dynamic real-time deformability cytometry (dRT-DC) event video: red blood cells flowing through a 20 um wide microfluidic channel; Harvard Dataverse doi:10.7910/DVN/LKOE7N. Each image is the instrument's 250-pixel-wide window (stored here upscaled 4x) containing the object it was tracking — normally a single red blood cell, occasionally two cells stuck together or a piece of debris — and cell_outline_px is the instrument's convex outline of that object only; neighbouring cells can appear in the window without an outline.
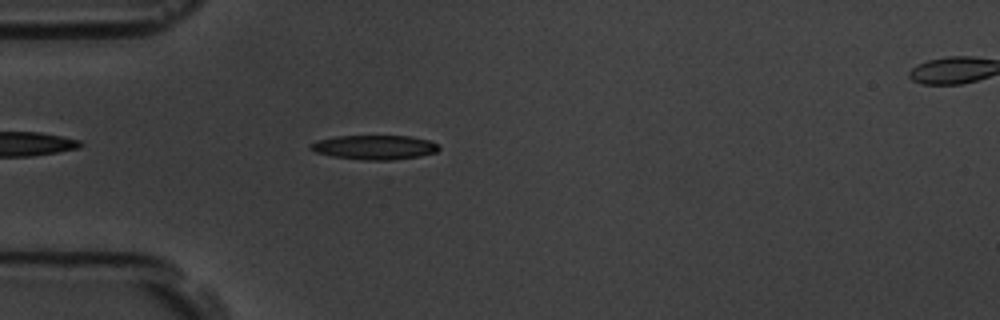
{"species": "common noctule bat (a hibernating species)", "species_latin": "Nyctalus noctula", "temperature_condition": "room temperature", "stored_images_in_passage": 47, "camera_frame_rate_fps": 3000, "um_per_image_px": 0.085, "animal": {"sex": "male", "body_mass_g": 19.5, "forearm_length_mm": 54.6}, "frame": {"image": 1, "passage_image": 6, "time_ms": 1.667, "image_size_px": [1000, 320], "cell_outline_px": [[440, 148], [436, 152], [420, 156], [392, 160], [364, 160], [332, 156], [316, 152], [308, 148], [308, 144], [316, 140], [336, 136], [408, 136], [428, 140], [436, 144]], "centroid_in_image_um": [31.78, 12.52], "position_along_channel_um": 53.2, "area_um2": 18.21}}
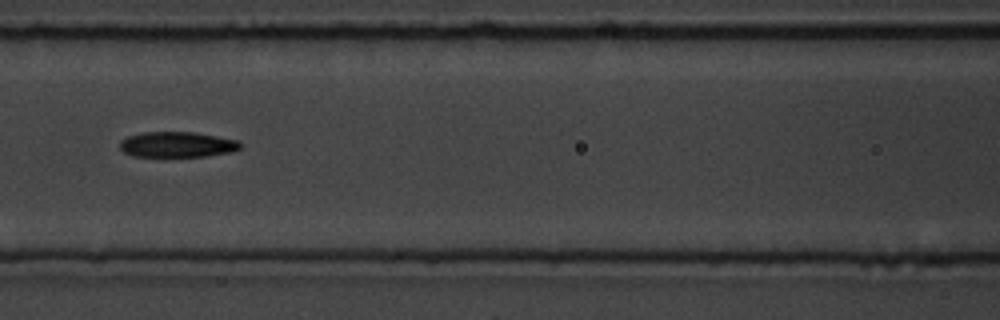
{"frame": {"image": 2, "passage_image": 15, "time_ms": 4.667, "image_size_px": [1000, 320], "cell_outline_px": [[240, 148], [232, 152], [208, 156], [132, 156], [124, 152], [120, 148], [120, 140], [128, 136], [144, 132], [192, 132], [240, 140]], "centroid_in_image_um": [15.07, 12.28], "position_along_channel_um": 151.5, "area_um2": 17.86}}
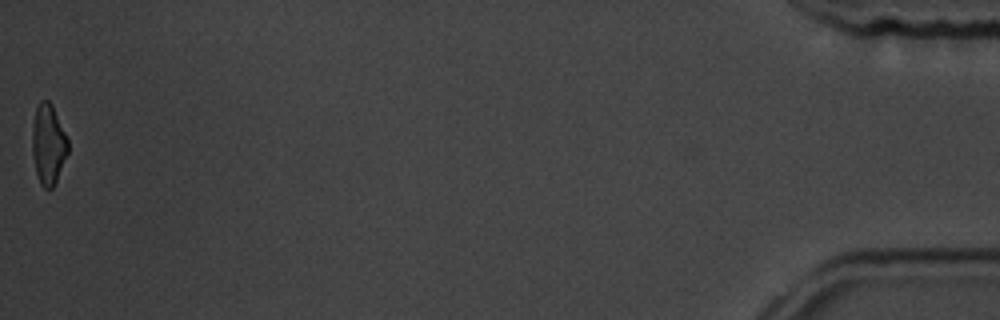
{"frame": {"image": 3, "passage_image": 47, "time_ms": 15.333, "image_size_px": [1000, 320], "cell_outline_px": [[68, 152], [56, 180], [52, 188], [44, 188], [40, 184], [36, 172], [32, 152], [32, 124], [36, 108], [40, 100], [48, 100], [52, 104], [68, 140]], "centroid_in_image_um": [4.09, 12.24], "position_along_channel_um": 431.1, "area_um2": 16.59}, "authors_computed_cell_mechanics": {"area_um2": 18.207, "velocity_mm_per_s": 3.5595, "shape_relaxation_time_tau1_ms": 3.893, "shape_relaxation_time_tau2_ms": 7.5113, "deformation_change_tau1": 0.166, "deformation_change_tau2": 0.1539}}